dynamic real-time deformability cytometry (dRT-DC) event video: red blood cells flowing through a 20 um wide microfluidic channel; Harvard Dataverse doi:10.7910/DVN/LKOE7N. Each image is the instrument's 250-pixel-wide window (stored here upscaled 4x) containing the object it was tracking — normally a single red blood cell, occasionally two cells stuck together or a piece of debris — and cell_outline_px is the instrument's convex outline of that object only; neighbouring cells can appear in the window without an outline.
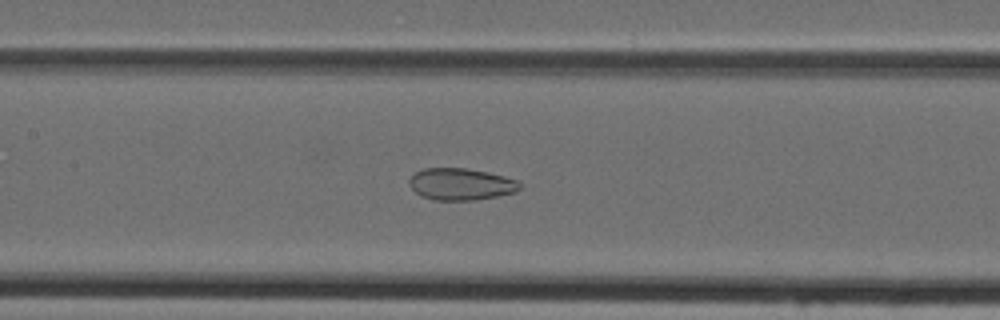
{"species": "Egyptian fruit bat (a non-hibernating species)", "species_latin": "Rousettus aegyptiacus", "temperature_condition": "cold", "stored_images_in_passage": 47, "camera_frame_rate_fps": 3000, "um_per_image_px": 0.085, "animal": {"sex": "female"}, "frame": {"image": 1, "passage_image": 22, "time_ms": 7.0, "image_size_px": [1000, 320], "cell_outline_px": [[520, 188], [516, 192], [476, 200], [436, 200], [420, 196], [408, 184], [408, 180], [416, 172], [424, 168], [464, 168], [488, 172], [504, 176], [516, 180], [520, 184]], "centroid_in_image_um": [39.16, 15.65], "position_along_channel_um": 168.2, "area_um2": 20.46}}
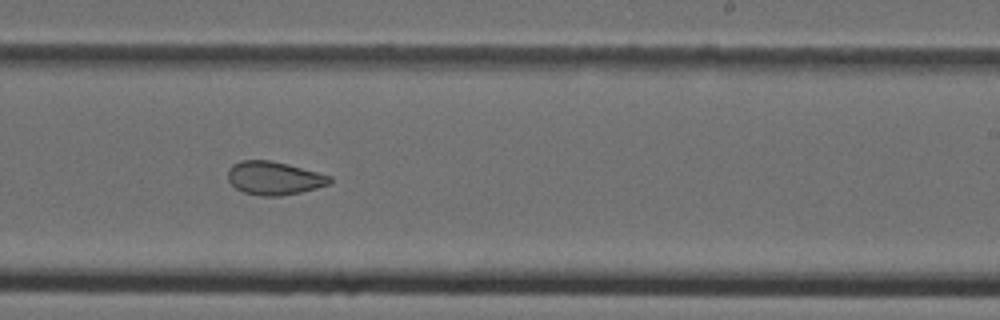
{"frame": {"image": 2, "passage_image": 29, "time_ms": 9.333, "image_size_px": [1000, 320], "cell_outline_px": [[332, 180], [328, 184], [316, 188], [300, 192], [280, 196], [264, 196], [244, 192], [236, 188], [228, 180], [228, 168], [232, 164], [240, 160], [272, 160], [288, 164], [332, 176]], "centroid_in_image_um": [23.28, 15.13], "position_along_channel_um": 265.7, "area_um2": 19.77}}
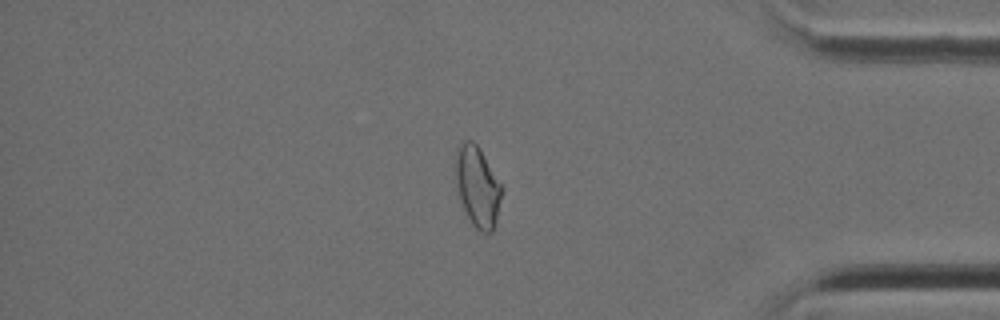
{"frame": {"image": 3, "passage_image": 40, "time_ms": 13.0, "image_size_px": [1000, 320], "cell_outline_px": [[500, 196], [496, 224], [492, 232], [480, 232], [472, 224], [464, 208], [452, 180], [456, 156], [460, 144], [464, 140], [472, 140], [480, 148], [500, 184]], "centroid_in_image_um": [40.52, 15.84], "position_along_channel_um": 394.7, "area_um2": 21.56}}